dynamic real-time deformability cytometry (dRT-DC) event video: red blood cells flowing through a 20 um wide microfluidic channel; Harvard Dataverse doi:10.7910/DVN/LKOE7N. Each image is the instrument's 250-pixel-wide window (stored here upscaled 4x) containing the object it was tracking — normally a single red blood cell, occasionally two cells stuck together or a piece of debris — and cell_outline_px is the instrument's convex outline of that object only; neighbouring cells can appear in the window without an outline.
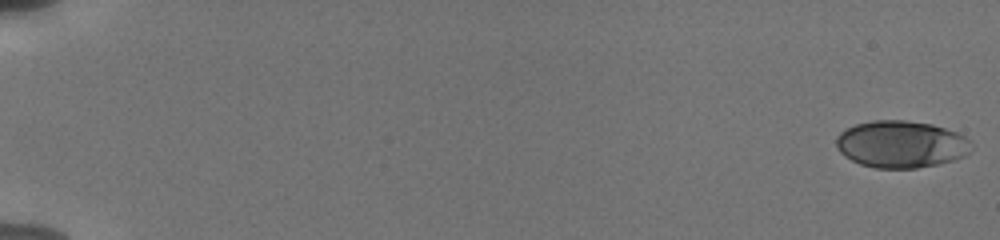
{"species": "human", "species_latin": "Homo sapiens", "temperature_condition": "cold", "stored_images_in_passage": 25, "camera_frame_rate_fps": 3000, "um_per_image_px": 0.085, "donor": {"sex": "male"}, "frame": {"image": 1, "passage_image": 1, "time_ms": 0.0, "image_size_px": [1000, 240], "cell_outline_px": [[972, 148], [964, 156], [956, 160], [916, 168], [876, 168], [860, 164], [844, 156], [836, 148], [836, 136], [844, 128], [856, 124], [872, 120], [904, 120], [932, 124], [956, 132], [972, 140]], "centroid_in_image_um": [76.58, 12.25], "position_along_channel_um": 8.4, "area_um2": 37.34}}
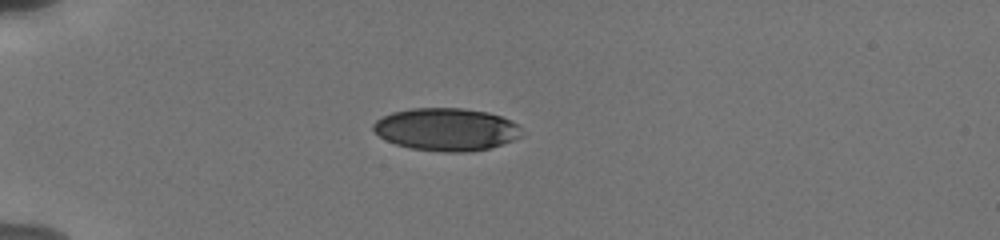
{"frame": {"image": 2, "passage_image": 12, "time_ms": 5.333, "image_size_px": [1000, 240], "cell_outline_px": [[524, 136], [488, 148], [464, 152], [444, 152], [412, 148], [396, 144], [380, 136], [372, 128], [372, 124], [376, 120], [392, 112], [412, 108], [464, 108], [488, 112], [512, 120], [524, 132]], "centroid_in_image_um": [37.96, 10.98], "position_along_channel_um": 47.0, "area_um2": 36.76}}
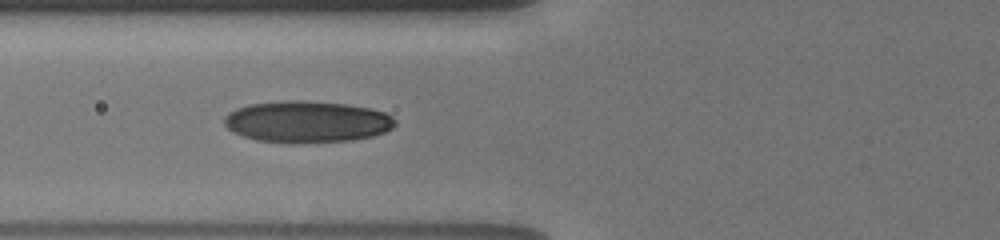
{"frame": {"image": 3, "passage_image": 17, "time_ms": 7.667, "image_size_px": [1000, 240], "cell_outline_px": [[396, 124], [392, 128], [384, 132], [372, 136], [352, 140], [292, 144], [288, 144], [256, 140], [244, 136], [228, 128], [224, 124], [224, 116], [228, 112], [236, 108], [248, 104], [284, 100], [304, 100], [348, 104], [372, 108], [384, 112], [392, 116], [396, 120]], "centroid_in_image_um": [26.1, 10.34], "position_along_channel_um": 99.7, "area_um2": 41.96}}